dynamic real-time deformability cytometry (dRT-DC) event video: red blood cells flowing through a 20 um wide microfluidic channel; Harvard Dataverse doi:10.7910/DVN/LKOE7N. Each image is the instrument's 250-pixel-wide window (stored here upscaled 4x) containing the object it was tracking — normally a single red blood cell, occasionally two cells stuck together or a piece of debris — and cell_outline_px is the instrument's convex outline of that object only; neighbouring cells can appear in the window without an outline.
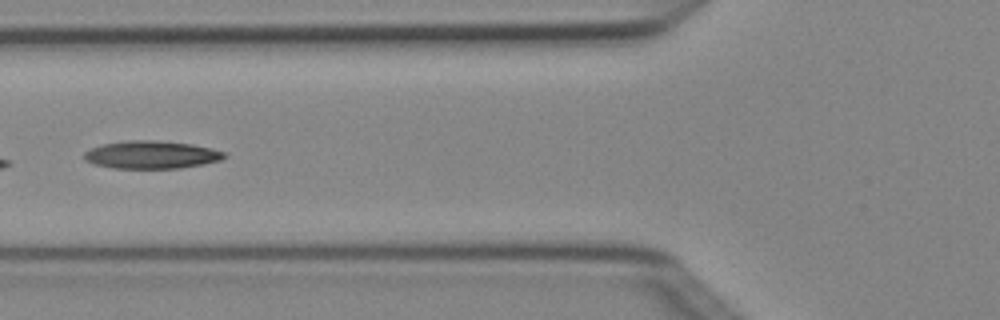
{"species": "Egyptian fruit bat (a non-hibernating species)", "species_latin": "Rousettus aegyptiacus", "temperature_condition": "cold", "stored_images_in_passage": 6, "camera_frame_rate_fps": 3000, "um_per_image_px": 0.085, "animal": {"sex": "female"}, "frame": {"image": 1, "passage_image": 6, "time_ms": 1.667, "image_size_px": [1000, 320], "cell_outline_px": [[228, 156], [220, 160], [204, 164], [180, 168], [112, 168], [92, 164], [84, 160], [84, 152], [92, 148], [104, 144], [128, 140], [156, 140], [192, 144], [212, 148], [224, 152]], "centroid_in_image_um": [12.88, 13.15], "position_along_channel_um": 112.9, "area_um2": 22.77}}